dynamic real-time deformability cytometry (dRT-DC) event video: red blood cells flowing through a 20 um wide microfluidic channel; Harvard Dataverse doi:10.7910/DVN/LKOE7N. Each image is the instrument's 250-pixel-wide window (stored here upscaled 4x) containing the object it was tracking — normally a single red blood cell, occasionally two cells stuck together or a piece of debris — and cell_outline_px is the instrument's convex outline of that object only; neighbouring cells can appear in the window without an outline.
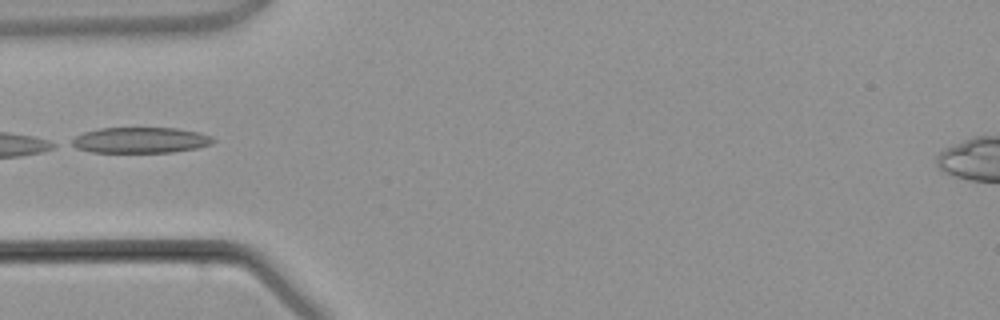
{"species": "common noctule bat (a hibernating species)", "species_latin": "Nyctalus noctula", "temperature_condition": "warm", "stored_images_in_passage": 3, "camera_frame_rate_fps": 3000, "um_per_image_px": 0.085, "animal": {"sex": "male", "body_mass_g": 21.5, "forearm_length_mm": 52.0}, "frame": {"image": 1, "passage_image": 3, "time_ms": 2.333, "image_size_px": [1000, 320], "cell_outline_px": [[216, 140], [212, 144], [196, 148], [172, 152], [92, 152], [76, 148], [68, 144], [76, 136], [84, 132], [100, 128], [176, 128], [200, 132], [212, 136]], "centroid_in_image_um": [11.95, 11.91], "position_along_channel_um": 73.1, "area_um2": 21.33}}